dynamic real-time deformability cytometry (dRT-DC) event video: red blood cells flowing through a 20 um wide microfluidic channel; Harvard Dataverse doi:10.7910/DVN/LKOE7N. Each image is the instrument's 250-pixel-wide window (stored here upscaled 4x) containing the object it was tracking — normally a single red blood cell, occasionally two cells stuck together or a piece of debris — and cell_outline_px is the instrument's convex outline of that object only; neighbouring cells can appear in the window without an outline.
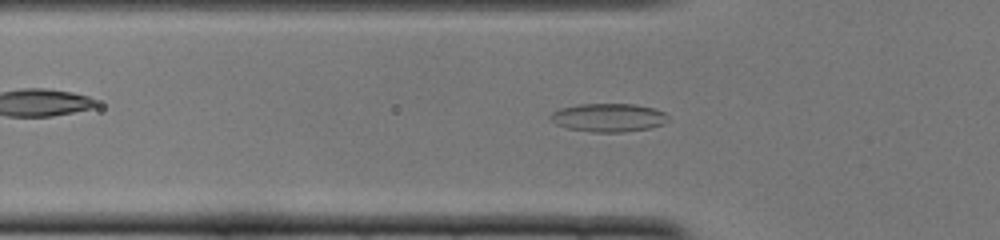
{"species": "common noctule bat (a hibernating species)", "species_latin": "Nyctalus noctula", "temperature_condition": "cold", "stored_images_in_passage": 48, "camera_frame_rate_fps": 3000, "um_per_image_px": 0.085, "animal": {"sex": "female", "body_mass_g": 22.0, "forearm_length_mm": 56.7}, "frame": {"image": 1, "passage_image": 13, "time_ms": 4.0, "image_size_px": [1000, 240], "cell_outline_px": [[668, 120], [664, 124], [652, 128], [624, 132], [592, 132], [568, 128], [556, 124], [548, 116], [552, 112], [560, 108], [580, 104], [636, 104], [652, 108], [664, 112], [668, 116]], "centroid_in_image_um": [51.73, 10.0], "position_along_channel_um": 74.1, "area_um2": 19.54}}
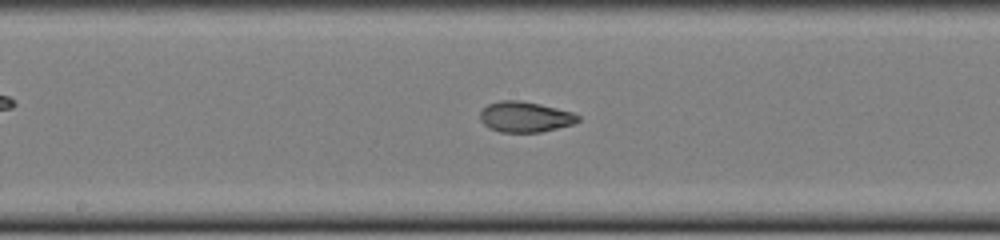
{"frame": {"image": 2, "passage_image": 23, "time_ms": 7.333, "image_size_px": [1000, 240], "cell_outline_px": [[580, 120], [572, 124], [540, 132], [500, 132], [488, 128], [480, 120], [480, 112], [488, 104], [500, 100], [520, 100], [540, 104], [572, 112], [580, 116]], "centroid_in_image_um": [44.61, 9.93], "position_along_channel_um": 203.6, "area_um2": 17.4}}
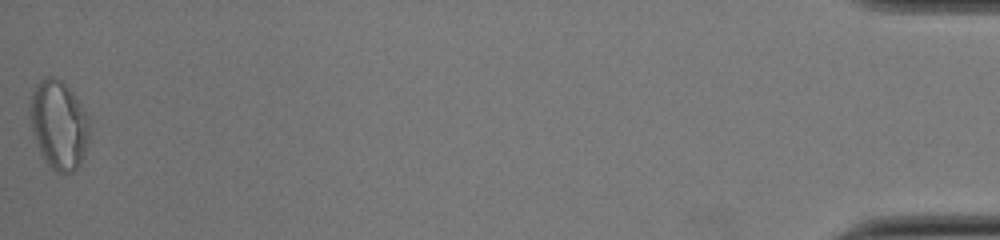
{"frame": {"image": 3, "passage_image": 48, "time_ms": 15.667, "image_size_px": [1000, 240], "cell_outline_px": [[88, 136], [84, 152], [80, 164], [72, 172], [56, 172], [48, 164], [40, 152], [32, 132], [32, 92], [36, 84], [44, 76], [52, 76], [60, 80], [72, 92], [88, 116]], "centroid_in_image_um": [5.0, 10.6], "position_along_channel_um": 430.2, "area_um2": 29.82}, "authors_computed_cell_mechanics": {"area_um2": 18.2359, "velocity_mm_per_s": 3.8823, "shape_relaxation_time_tau1_ms": null, "shape_relaxation_time_tau2_ms": 1.788, "deformation_change_tau1": null, "deformation_change_tau2": 0.0699}}